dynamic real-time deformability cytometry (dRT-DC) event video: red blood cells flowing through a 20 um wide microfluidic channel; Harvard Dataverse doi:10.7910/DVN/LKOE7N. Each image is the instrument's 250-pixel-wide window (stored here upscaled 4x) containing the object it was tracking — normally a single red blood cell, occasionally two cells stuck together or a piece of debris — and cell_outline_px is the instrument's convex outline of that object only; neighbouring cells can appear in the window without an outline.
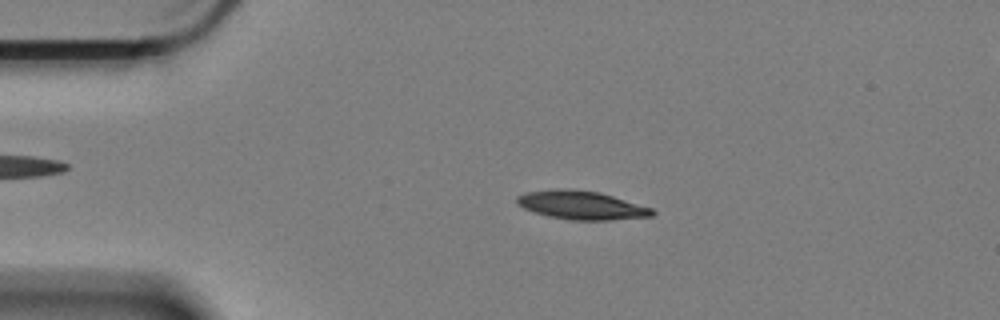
{"species": "Egyptian fruit bat (a non-hibernating species)", "species_latin": "Rousettus aegyptiacus", "temperature_condition": "cold", "stored_images_in_passage": 59, "camera_frame_rate_fps": 3000, "um_per_image_px": 0.085, "animal": {"sex": "female"}, "frame": {"image": 1, "passage_image": 12, "time_ms": 3.667, "image_size_px": [1000, 320], "cell_outline_px": [[656, 212], [652, 216], [608, 220], [568, 220], [548, 216], [532, 212], [516, 204], [516, 196], [524, 192], [600, 192], [652, 208]], "centroid_in_image_um": [49.46, 17.5], "position_along_channel_um": 35.5, "area_um2": 21.5}}
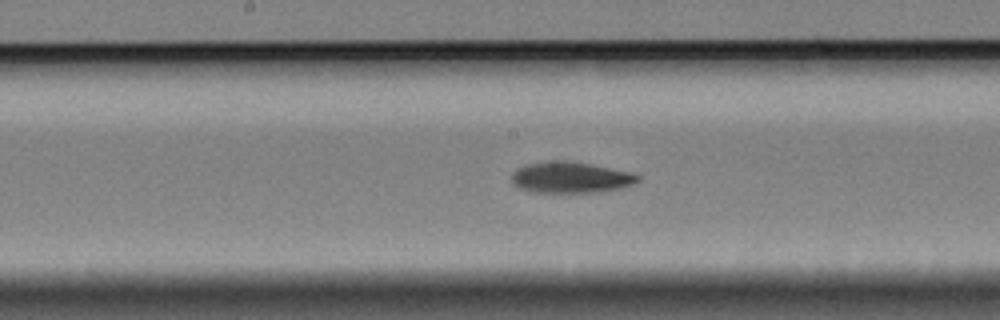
{"frame": {"image": 2, "passage_image": 30, "time_ms": 9.667, "image_size_px": [1000, 320], "cell_outline_px": [[640, 180], [636, 184], [620, 188], [600, 192], [528, 192], [512, 184], [512, 172], [516, 168], [528, 164], [556, 160], [564, 160], [588, 164], [632, 172], [640, 176]], "centroid_in_image_um": [48.51, 15.09], "position_along_channel_um": 199.7, "area_um2": 22.95}}
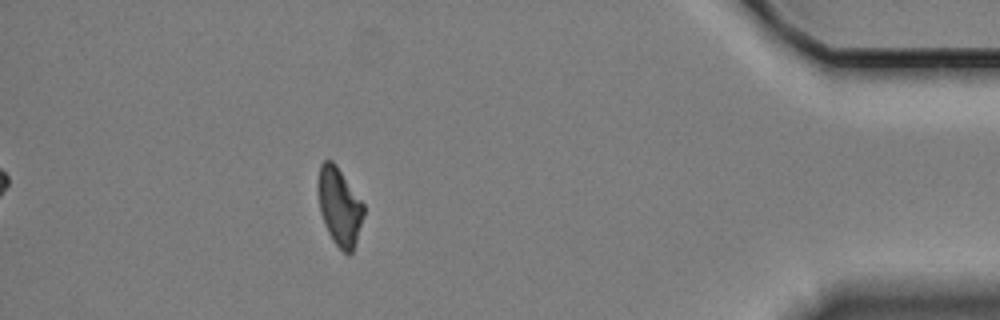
{"frame": {"image": 3, "passage_image": 53, "time_ms": 17.333, "image_size_px": [1000, 320], "cell_outline_px": [[364, 212], [356, 244], [352, 252], [348, 256], [332, 240], [328, 232], [320, 212], [320, 164], [324, 160], [332, 160], [336, 164], [364, 204]], "centroid_in_image_um": [28.89, 17.6], "position_along_channel_um": 406.3, "area_um2": 20.17}, "authors_computed_cell_mechanics": {"area_um2": 21.9062, "velocity_mm_per_s": 3.3164, "shape_relaxation_time_tau1_ms": 3.8413, "shape_relaxation_time_tau2_ms": null, "deformation_change_tau1": 0.1205, "deformation_change_tau2": null}}